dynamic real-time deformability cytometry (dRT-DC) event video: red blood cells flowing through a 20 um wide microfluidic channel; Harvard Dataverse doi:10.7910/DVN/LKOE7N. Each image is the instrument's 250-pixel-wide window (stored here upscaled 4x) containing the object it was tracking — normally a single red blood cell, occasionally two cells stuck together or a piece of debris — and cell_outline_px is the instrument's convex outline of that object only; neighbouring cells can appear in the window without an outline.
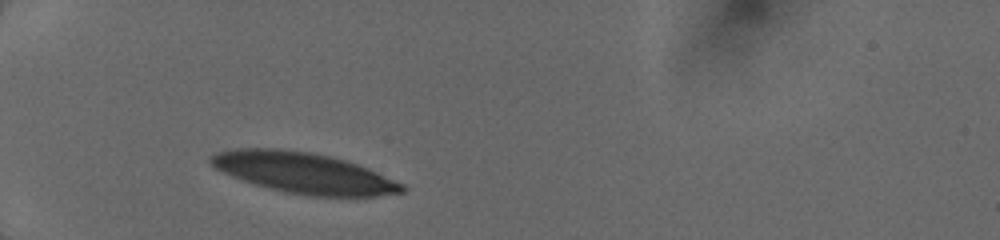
{"species": "human", "species_latin": "Homo sapiens", "temperature_condition": "cold", "stored_images_in_passage": 13, "camera_frame_rate_fps": 3000, "um_per_image_px": 0.085, "donor": {"sex": "female"}, "frame": {"image": 1, "passage_image": 1, "time_ms": 0.0, "image_size_px": [1000, 240], "cell_outline_px": [[408, 188], [404, 192], [380, 196], [308, 196], [284, 192], [268, 188], [232, 176], [208, 164], [208, 156], [216, 152], [236, 148], [280, 148], [308, 152], [332, 156], [368, 168], [404, 184]], "centroid_in_image_um": [25.81, 14.69], "position_along_channel_um": 59.2, "area_um2": 45.55}}
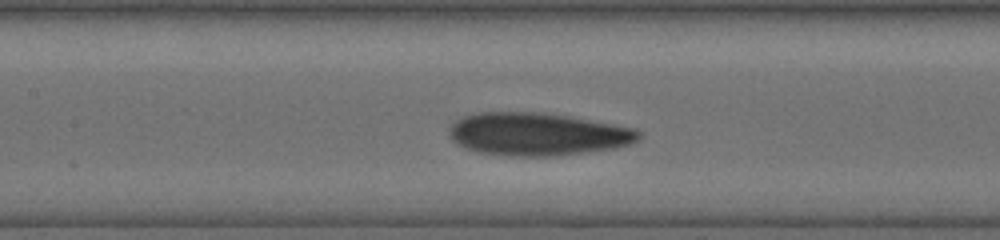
{"frame": {"image": 2, "passage_image": 10, "time_ms": 3.0, "image_size_px": [1000, 240], "cell_outline_px": [[640, 140], [632, 144], [616, 148], [560, 156], [508, 156], [476, 152], [464, 148], [456, 144], [448, 136], [448, 128], [456, 120], [464, 116], [480, 112], [540, 112], [636, 128], [640, 132]], "centroid_in_image_um": [45.66, 11.42], "position_along_channel_um": 161.7, "area_um2": 47.63}}
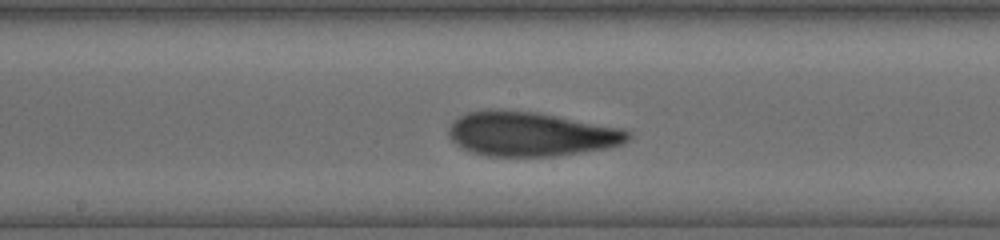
{"frame": {"image": 3, "passage_image": 12, "time_ms": 4.0, "image_size_px": [1000, 240], "cell_outline_px": [[632, 136], [624, 144], [608, 148], [556, 156], [488, 156], [472, 152], [456, 144], [448, 136], [448, 128], [452, 120], [468, 112], [488, 108], [536, 112], [624, 128], [632, 132]], "centroid_in_image_um": [45.14, 11.38], "position_along_channel_um": 203.1, "area_um2": 46.88}}